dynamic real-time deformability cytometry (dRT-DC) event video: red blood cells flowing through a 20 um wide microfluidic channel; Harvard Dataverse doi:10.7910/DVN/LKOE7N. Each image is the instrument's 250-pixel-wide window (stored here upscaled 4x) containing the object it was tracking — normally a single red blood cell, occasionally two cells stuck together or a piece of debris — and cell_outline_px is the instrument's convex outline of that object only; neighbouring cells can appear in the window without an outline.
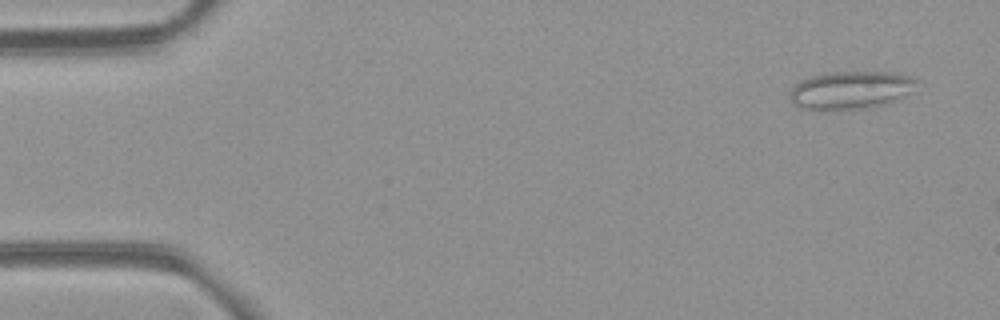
{"species": "common noctule bat (a hibernating species)", "species_latin": "Nyctalus noctula", "temperature_condition": "room temperature", "stored_images_in_passage": 5, "camera_frame_rate_fps": 3000, "um_per_image_px": 0.085, "animal": {"sex": "female", "body_mass_g": 21.9}, "frame": {"image": 1, "passage_image": 5, "time_ms": 5.667, "image_size_px": [1000, 320], "cell_outline_px": [[916, 80], [912, 92], [888, 104], [868, 108], [824, 112], [820, 112], [800, 108], [788, 96], [788, 92], [800, 80], [812, 76], [828, 72], [892, 72], [908, 76]], "centroid_in_image_um": [72.25, 7.7], "position_along_channel_um": 12.7, "area_um2": 28.61}}